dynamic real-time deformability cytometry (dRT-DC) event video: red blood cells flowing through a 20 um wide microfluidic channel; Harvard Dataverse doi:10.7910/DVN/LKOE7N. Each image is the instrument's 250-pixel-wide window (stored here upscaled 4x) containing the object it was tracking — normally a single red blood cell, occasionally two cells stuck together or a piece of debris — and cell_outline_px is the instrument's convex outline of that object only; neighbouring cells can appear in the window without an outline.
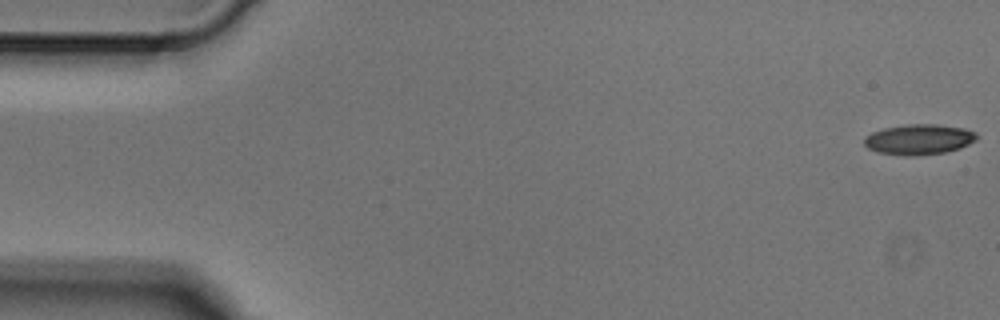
{"species": "Egyptian fruit bat (a non-hibernating species)", "species_latin": "Rousettus aegyptiacus", "temperature_condition": "cold", "stored_images_in_passage": 6, "camera_frame_rate_fps": 3000, "um_per_image_px": 0.085, "animal": {"sex": "male"}, "frame": {"image": 1, "passage_image": 1, "time_ms": 0.0, "image_size_px": [1000, 320], "cell_outline_px": [[980, 136], [976, 140], [960, 148], [944, 152], [912, 156], [904, 156], [876, 152], [868, 148], [864, 144], [864, 136], [872, 132], [884, 128], [908, 124], [936, 124], [964, 128], [976, 132]], "centroid_in_image_um": [78.11, 11.85], "position_along_channel_um": 6.9, "area_um2": 20.06}}
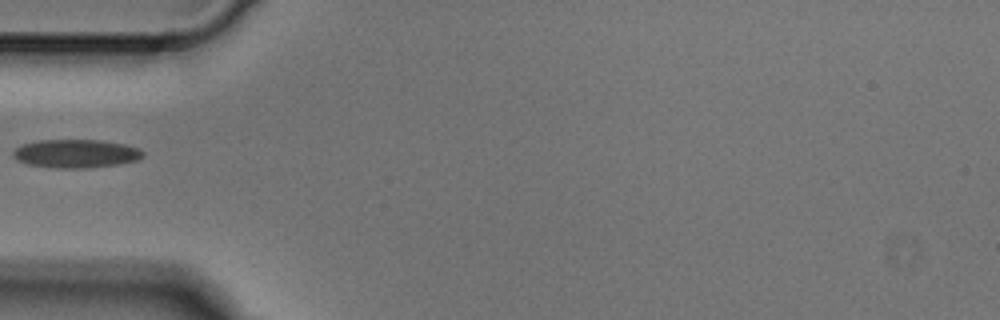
{"frame": {"image": 2, "passage_image": 5, "time_ms": 1.333, "image_size_px": [1000, 320], "cell_outline_px": [[144, 156], [140, 160], [120, 164], [88, 168], [56, 168], [28, 164], [16, 160], [12, 156], [12, 152], [16, 148], [24, 144], [40, 140], [100, 140], [124, 144], [136, 148], [144, 152]], "centroid_in_image_um": [6.47, 13.06], "position_along_channel_um": 78.5, "area_um2": 21.56}}
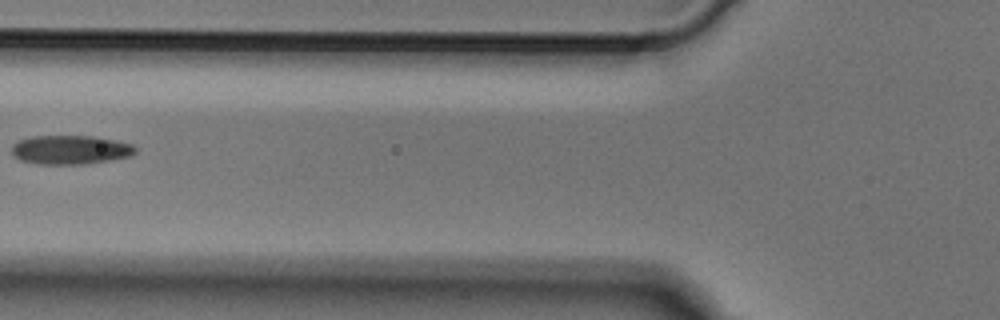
{"frame": {"image": 3, "passage_image": 6, "time_ms": 1.667, "image_size_px": [1000, 320], "cell_outline_px": [[140, 148], [132, 156], [84, 164], [40, 164], [20, 160], [12, 152], [12, 144], [16, 140], [32, 136], [92, 136], [116, 140], [132, 144]], "centroid_in_image_um": [6.01, 12.72], "position_along_channel_um": 119.8, "area_um2": 21.04}}